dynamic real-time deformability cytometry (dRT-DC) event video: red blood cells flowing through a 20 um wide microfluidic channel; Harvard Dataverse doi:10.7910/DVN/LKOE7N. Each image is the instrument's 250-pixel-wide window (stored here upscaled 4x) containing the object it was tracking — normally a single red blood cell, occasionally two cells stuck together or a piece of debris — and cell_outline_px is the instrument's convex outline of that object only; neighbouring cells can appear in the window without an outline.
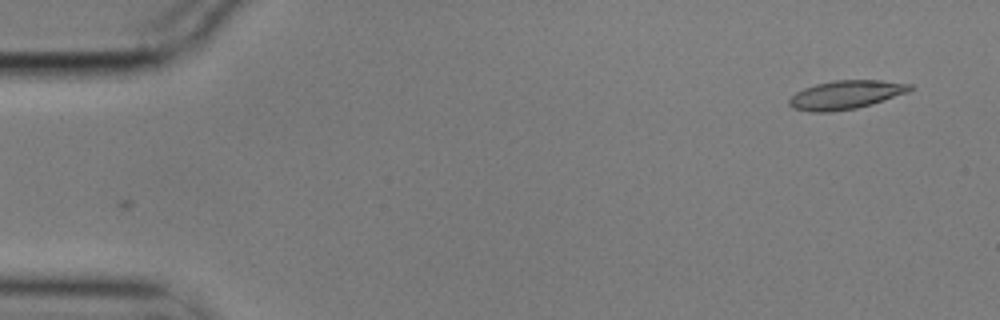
{"species": "common noctule bat (a hibernating species)", "species_latin": "Nyctalus noctula", "temperature_condition": "cold", "stored_images_in_passage": 54, "camera_frame_rate_fps": 3000, "um_per_image_px": 0.085, "animal": {"sex": "male", "body_mass_g": 17.9}, "frame": {"image": 1, "passage_image": 1, "time_ms": 0.0, "image_size_px": [1000, 320], "cell_outline_px": [[916, 88], [908, 92], [872, 104], [856, 108], [832, 112], [812, 112], [792, 108], [788, 104], [788, 100], [796, 92], [804, 88], [816, 84], [836, 80], [880, 80], [912, 84]], "centroid_in_image_um": [71.91, 8.06], "position_along_channel_um": 13.1, "area_um2": 20.23}}
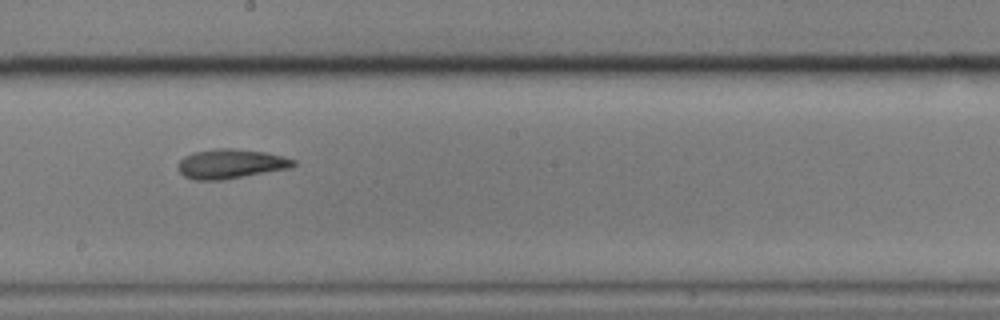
{"frame": {"image": 2, "passage_image": 29, "time_ms": 9.333, "image_size_px": [1000, 320], "cell_outline_px": [[296, 164], [292, 168], [224, 180], [196, 180], [184, 176], [180, 172], [180, 160], [184, 156], [192, 152], [216, 148], [232, 148], [264, 152], [296, 160]], "centroid_in_image_um": [19.63, 13.93], "position_along_channel_um": 228.6, "area_um2": 19.83}}
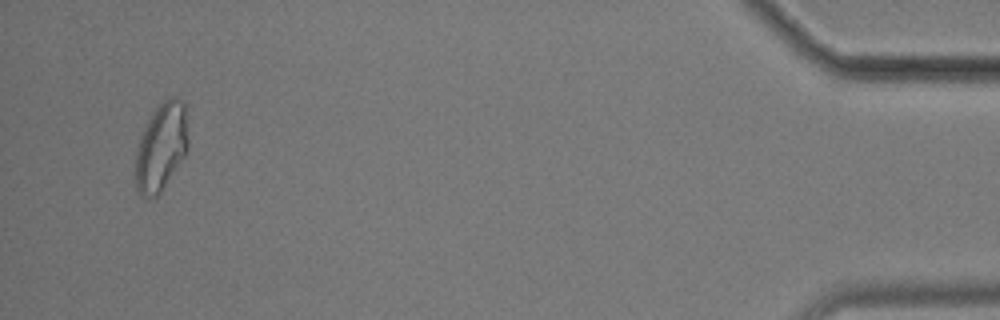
{"frame": {"image": 3, "passage_image": 52, "time_ms": 17.0, "image_size_px": [1000, 320], "cell_outline_px": [[188, 148], [184, 156], [160, 192], [156, 196], [140, 196], [136, 188], [136, 152], [140, 136], [148, 120], [156, 108], [164, 100], [176, 96], [184, 104], [188, 140]], "centroid_in_image_um": [13.7, 12.49], "position_along_channel_um": 421.5, "area_um2": 26.41}, "authors_computed_cell_mechanics": {"area_um2": 20.1433, "velocity_mm_per_s": 3.5187, "shape_relaxation_time_tau1_ms": 4.0791, "shape_relaxation_time_tau2_ms": 4.2764, "deformation_change_tau1": 0.1369, "deformation_change_tau2": 0.1159}}